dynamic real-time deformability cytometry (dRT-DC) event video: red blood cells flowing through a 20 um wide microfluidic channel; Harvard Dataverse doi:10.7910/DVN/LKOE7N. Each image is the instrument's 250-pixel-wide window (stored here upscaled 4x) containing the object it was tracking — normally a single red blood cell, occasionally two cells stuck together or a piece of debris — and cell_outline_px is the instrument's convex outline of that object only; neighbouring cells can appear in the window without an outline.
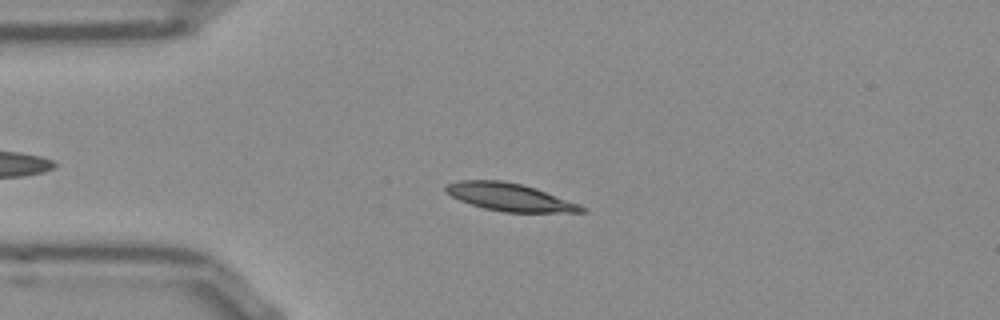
{"species": "Egyptian fruit bat (a non-hibernating species)", "species_latin": "Rousettus aegyptiacus", "temperature_condition": "room temperature", "stored_images_in_passage": 40, "camera_frame_rate_fps": 3000, "um_per_image_px": 0.085, "frame": {"image": 1, "passage_image": 10, "time_ms": 3.0, "image_size_px": [1000, 320], "cell_outline_px": [[588, 212], [504, 212], [484, 208], [460, 200], [452, 196], [444, 188], [448, 184], [460, 180], [504, 180], [536, 188], [580, 204]], "centroid_in_image_um": [43.35, 16.75], "position_along_channel_um": 41.6, "area_um2": 21.68}}
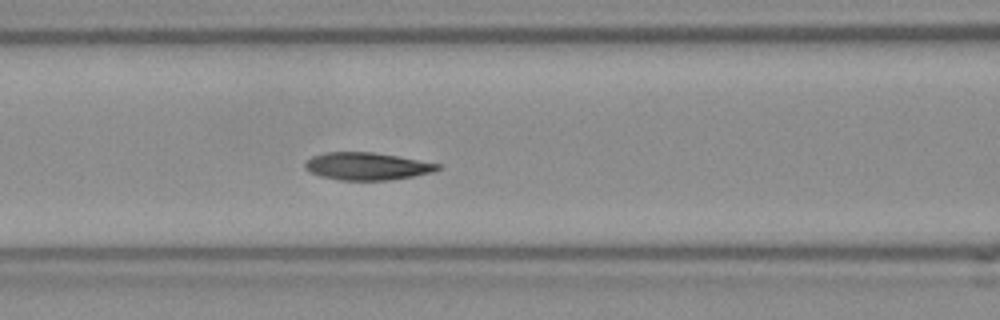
{"frame": {"image": 2, "passage_image": 19, "time_ms": 6.0, "image_size_px": [1000, 320], "cell_outline_px": [[440, 168], [432, 172], [412, 176], [388, 180], [340, 180], [320, 176], [304, 168], [304, 164], [312, 156], [324, 152], [372, 152], [396, 156], [440, 164]], "centroid_in_image_um": [31.15, 14.13], "position_along_channel_um": 135.4, "area_um2": 20.98}}
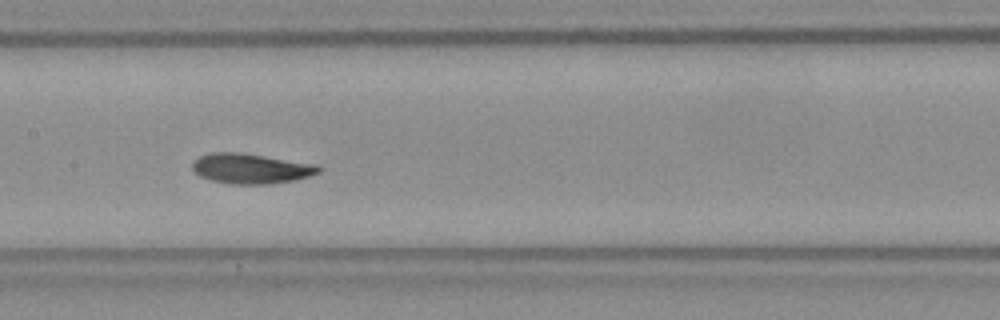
{"frame": {"image": 3, "passage_image": 23, "time_ms": 7.333, "image_size_px": [1000, 320], "cell_outline_px": [[320, 172], [296, 180], [268, 184], [232, 184], [212, 180], [200, 176], [192, 168], [192, 160], [200, 156], [212, 152], [240, 152], [316, 164], [320, 168]], "centroid_in_image_um": [21.31, 14.32], "position_along_channel_um": 186.1, "area_um2": 22.08}, "authors_computed_cell_mechanics": {"area_um2": 21.386, "velocity_mm_per_s": 3.7989, "shape_relaxation_time_tau1_ms": 2.7349, "shape_relaxation_time_tau2_ms": 2.7772, "deformation_change_tau1": 0.1238, "deformation_change_tau2": 0.0717}}